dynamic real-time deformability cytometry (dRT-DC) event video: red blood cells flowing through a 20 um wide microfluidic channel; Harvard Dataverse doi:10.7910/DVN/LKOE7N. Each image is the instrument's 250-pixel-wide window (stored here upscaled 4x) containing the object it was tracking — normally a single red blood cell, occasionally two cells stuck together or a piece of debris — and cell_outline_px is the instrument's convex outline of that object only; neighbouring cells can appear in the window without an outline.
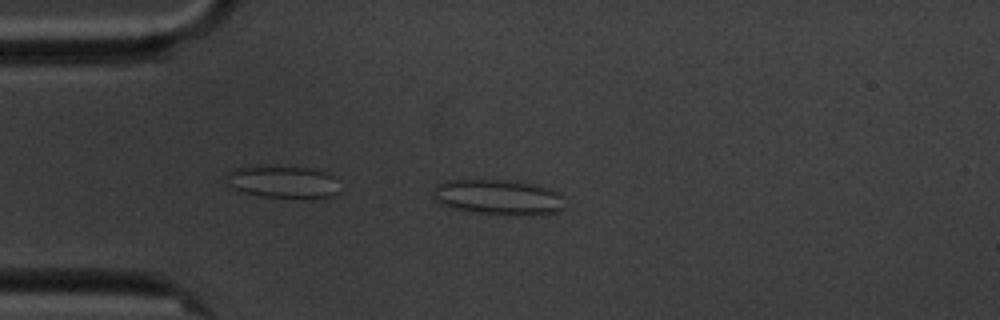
{"species": "common noctule bat (a hibernating species)", "species_latin": "Nyctalus noctula", "temperature_condition": "cold", "stored_images_in_passage": 5, "camera_frame_rate_fps": 3000, "um_per_image_px": 0.085, "animal": {"sex": "male", "body_mass_g": 20.1, "forearm_length_mm": 53.5}, "frame": {"image": 1, "passage_image": 4, "time_ms": 4.333, "image_size_px": [1000, 320], "cell_outline_px": [[564, 208], [556, 212], [528, 216], [508, 216], [476, 212], [452, 208], [440, 204], [432, 196], [436, 184], [444, 180], [512, 180], [536, 184], [552, 188], [564, 196]], "centroid_in_image_um": [42.4, 16.76], "position_along_channel_um": 42.6, "area_um2": 27.8}}